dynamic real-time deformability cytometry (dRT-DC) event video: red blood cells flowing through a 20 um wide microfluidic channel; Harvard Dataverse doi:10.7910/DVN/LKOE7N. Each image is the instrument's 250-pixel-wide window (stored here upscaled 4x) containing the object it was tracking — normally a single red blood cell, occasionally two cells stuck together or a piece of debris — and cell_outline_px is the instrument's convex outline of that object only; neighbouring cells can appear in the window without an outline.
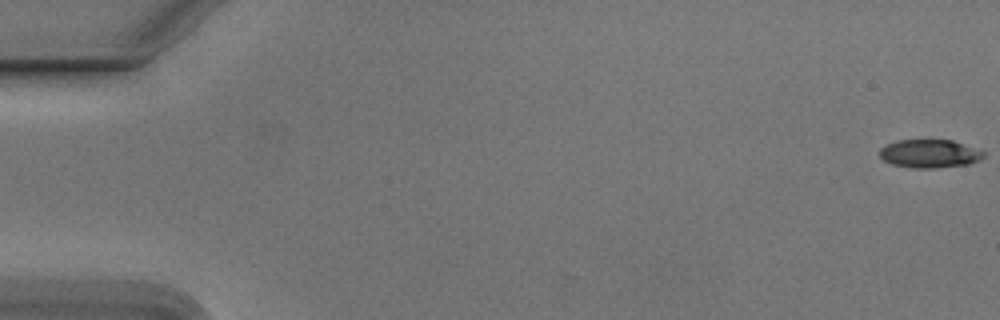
{"species": "Egyptian fruit bat (a non-hibernating species)", "species_latin": "Rousettus aegyptiacus", "temperature_condition": "cold", "stored_images_in_passage": 55, "camera_frame_rate_fps": 3000, "um_per_image_px": 0.085, "animal": {"sex": "male"}, "frame": {"image": 1, "passage_image": 1, "time_ms": 0.0, "image_size_px": [1000, 320], "cell_outline_px": [[984, 156], [968, 164], [932, 168], [916, 168], [892, 164], [884, 160], [880, 156], [880, 148], [888, 144], [900, 140], [952, 140], [984, 152]], "centroid_in_image_um": [78.98, 13.06], "position_along_channel_um": 6.0, "area_um2": 16.7}}
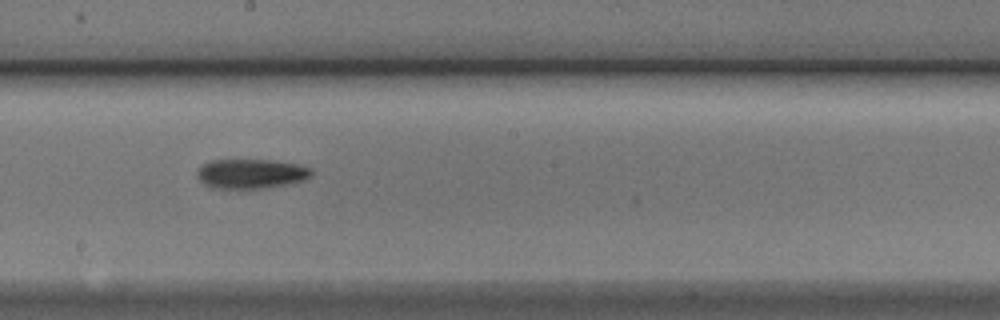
{"frame": {"image": 2, "passage_image": 31, "time_ms": 10.0, "image_size_px": [1000, 320], "cell_outline_px": [[312, 176], [304, 180], [288, 184], [264, 188], [208, 188], [196, 176], [196, 172], [204, 164], [212, 160], [272, 160], [296, 164], [312, 168]], "centroid_in_image_um": [21.34, 14.77], "position_along_channel_um": 226.9, "area_um2": 19.71}}
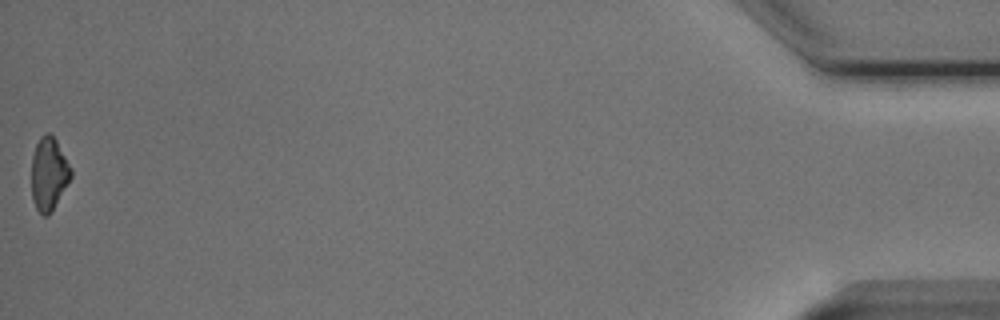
{"frame": {"image": 3, "passage_image": 55, "time_ms": 18.0, "image_size_px": [1000, 320], "cell_outline_px": [[72, 176], [52, 212], [48, 216], [44, 216], [36, 208], [32, 200], [32, 156], [36, 144], [40, 136], [48, 132], [56, 140], [72, 168]], "centroid_in_image_um": [4.16, 14.79], "position_along_channel_um": 431.0, "area_um2": 16.82}, "authors_computed_cell_mechanics": {"area_um2": 18.2648, "velocity_mm_per_s": 3.7953, "shape_relaxation_time_tau1_ms": 7.1896, "shape_relaxation_time_tau2_ms": null, "deformation_change_tau1": 0.1317, "deformation_change_tau2": null}}